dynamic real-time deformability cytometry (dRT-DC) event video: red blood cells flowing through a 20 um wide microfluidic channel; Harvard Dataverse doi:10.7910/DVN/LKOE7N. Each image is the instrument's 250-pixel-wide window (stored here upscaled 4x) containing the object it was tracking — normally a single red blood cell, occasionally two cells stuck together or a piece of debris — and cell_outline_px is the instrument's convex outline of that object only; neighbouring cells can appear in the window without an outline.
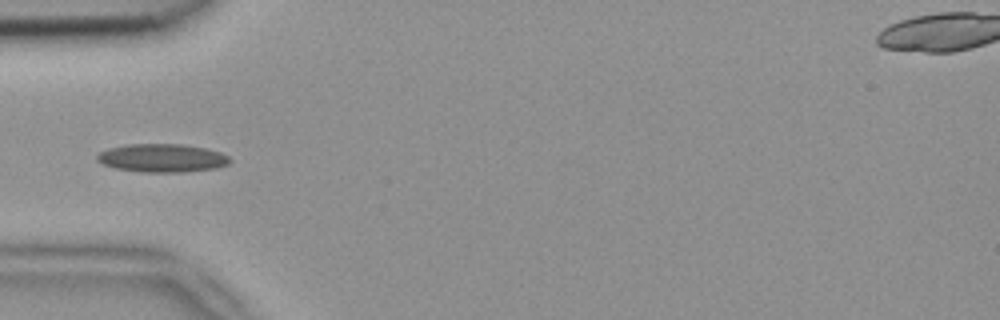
{"species": "common noctule bat (a hibernating species)", "species_latin": "Nyctalus noctula", "temperature_condition": "room temperature", "stored_images_in_passage": 3, "camera_frame_rate_fps": 3000, "um_per_image_px": 0.085, "animal": {"sex": "female", "body_mass_g": 18.4}, "frame": {"image": 1, "passage_image": 3, "time_ms": 0.667, "image_size_px": [1000, 320], "cell_outline_px": [[232, 160], [228, 164], [216, 168], [184, 172], [140, 172], [116, 168], [104, 164], [96, 160], [96, 156], [100, 152], [108, 148], [124, 144], [184, 144], [204, 148], [220, 152], [228, 156]], "centroid_in_image_um": [13.78, 13.43], "position_along_channel_um": 71.2, "area_um2": 21.96}}